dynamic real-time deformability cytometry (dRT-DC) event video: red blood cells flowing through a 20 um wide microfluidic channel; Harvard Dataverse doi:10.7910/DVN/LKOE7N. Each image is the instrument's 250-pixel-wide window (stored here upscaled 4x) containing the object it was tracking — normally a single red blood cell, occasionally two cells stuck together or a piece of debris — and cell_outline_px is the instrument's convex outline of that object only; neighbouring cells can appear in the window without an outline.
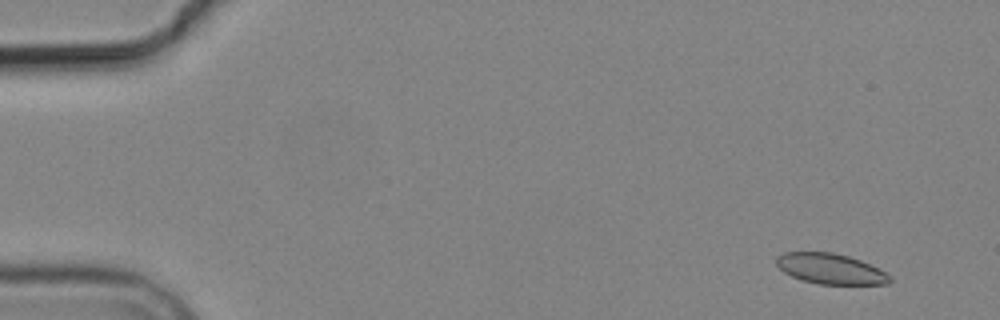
{"species": "common noctule bat (a hibernating species)", "species_latin": "Nyctalus noctula", "temperature_condition": "cold", "stored_images_in_passage": 9, "camera_frame_rate_fps": 3000, "um_per_image_px": 0.085, "animal": {"sex": "male", "body_mass_g": 19.2, "forearm_length_mm": 51.8}, "frame": {"image": 1, "passage_image": 2, "time_ms": 1.0, "image_size_px": [1000, 320], "cell_outline_px": [[892, 280], [888, 284], [820, 284], [804, 280], [792, 276], [784, 272], [776, 264], [776, 256], [784, 252], [832, 252], [848, 256], [860, 260], [892, 276]], "centroid_in_image_um": [70.58, 22.84], "position_along_channel_um": 14.4, "area_um2": 19.94}}
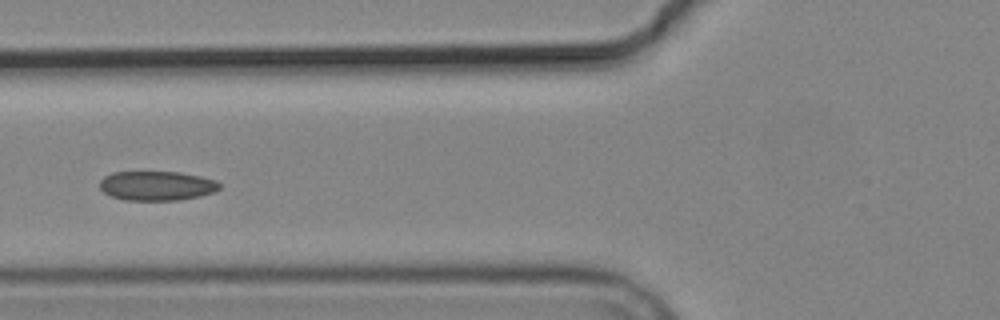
{"frame": {"image": 2, "passage_image": 7, "time_ms": 7.0, "image_size_px": [1000, 320], "cell_outline_px": [[220, 188], [212, 192], [200, 196], [180, 200], [124, 200], [112, 196], [104, 192], [100, 188], [100, 180], [104, 176], [112, 172], [180, 172], [200, 176], [216, 180], [220, 184]], "centroid_in_image_um": [13.32, 15.79], "position_along_channel_um": 112.5, "area_um2": 20.52}}
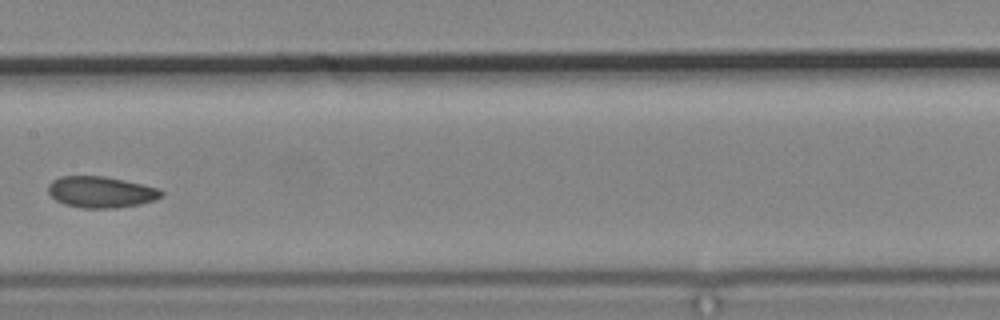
{"frame": {"image": 3, "passage_image": 9, "time_ms": 9.333, "image_size_px": [1000, 320], "cell_outline_px": [[164, 196], [156, 200], [140, 204], [112, 208], [80, 208], [64, 204], [56, 200], [48, 192], [48, 184], [52, 180], [60, 176], [104, 176], [124, 180], [160, 188], [164, 192]], "centroid_in_image_um": [8.6, 16.32], "position_along_channel_um": 198.8, "area_um2": 20.81}}